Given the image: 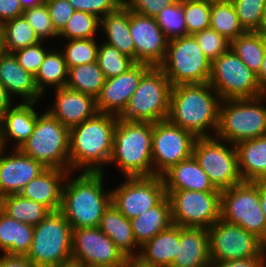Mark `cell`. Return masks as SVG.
Wrapping results in <instances>:
<instances>
[{"instance_id":"be15d7a7","label":"cell","mask_w":266,"mask_h":267,"mask_svg":"<svg viewBox=\"0 0 266 267\" xmlns=\"http://www.w3.org/2000/svg\"><path fill=\"white\" fill-rule=\"evenodd\" d=\"M264 45H265V50H266V30H260Z\"/></svg>"},{"instance_id":"03108f58","label":"cell","mask_w":266,"mask_h":267,"mask_svg":"<svg viewBox=\"0 0 266 267\" xmlns=\"http://www.w3.org/2000/svg\"><path fill=\"white\" fill-rule=\"evenodd\" d=\"M211 1H231V0H211Z\"/></svg>"},{"instance_id":"f546056e","label":"cell","mask_w":266,"mask_h":267,"mask_svg":"<svg viewBox=\"0 0 266 267\" xmlns=\"http://www.w3.org/2000/svg\"><path fill=\"white\" fill-rule=\"evenodd\" d=\"M99 228L109 236L125 257L139 255L141 247L136 243L131 222L113 203L105 210Z\"/></svg>"},{"instance_id":"ba28073f","label":"cell","mask_w":266,"mask_h":267,"mask_svg":"<svg viewBox=\"0 0 266 267\" xmlns=\"http://www.w3.org/2000/svg\"><path fill=\"white\" fill-rule=\"evenodd\" d=\"M20 150L46 168L69 171V129L44 109Z\"/></svg>"},{"instance_id":"7bdbcfd3","label":"cell","mask_w":266,"mask_h":267,"mask_svg":"<svg viewBox=\"0 0 266 267\" xmlns=\"http://www.w3.org/2000/svg\"><path fill=\"white\" fill-rule=\"evenodd\" d=\"M187 34L210 28L211 0H182Z\"/></svg>"},{"instance_id":"83f0119b","label":"cell","mask_w":266,"mask_h":267,"mask_svg":"<svg viewBox=\"0 0 266 267\" xmlns=\"http://www.w3.org/2000/svg\"><path fill=\"white\" fill-rule=\"evenodd\" d=\"M242 181H266V134L235 145Z\"/></svg>"},{"instance_id":"4fadbf2b","label":"cell","mask_w":266,"mask_h":267,"mask_svg":"<svg viewBox=\"0 0 266 267\" xmlns=\"http://www.w3.org/2000/svg\"><path fill=\"white\" fill-rule=\"evenodd\" d=\"M208 233L211 262L266 258V244L241 226L220 218Z\"/></svg>"},{"instance_id":"7c38bea8","label":"cell","mask_w":266,"mask_h":267,"mask_svg":"<svg viewBox=\"0 0 266 267\" xmlns=\"http://www.w3.org/2000/svg\"><path fill=\"white\" fill-rule=\"evenodd\" d=\"M192 155L216 189L222 191L242 182L237 151L232 143L215 136L197 137Z\"/></svg>"},{"instance_id":"6da1fadb","label":"cell","mask_w":266,"mask_h":267,"mask_svg":"<svg viewBox=\"0 0 266 267\" xmlns=\"http://www.w3.org/2000/svg\"><path fill=\"white\" fill-rule=\"evenodd\" d=\"M106 177L104 172H69L60 212L72 229L99 227L105 210L112 203L111 182Z\"/></svg>"},{"instance_id":"277c9868","label":"cell","mask_w":266,"mask_h":267,"mask_svg":"<svg viewBox=\"0 0 266 267\" xmlns=\"http://www.w3.org/2000/svg\"><path fill=\"white\" fill-rule=\"evenodd\" d=\"M153 123L127 121L118 118L114 130L113 149L105 174L111 168L119 173L116 177L153 176L152 165ZM108 168L110 170H108ZM118 170V171H117Z\"/></svg>"},{"instance_id":"1f68e13d","label":"cell","mask_w":266,"mask_h":267,"mask_svg":"<svg viewBox=\"0 0 266 267\" xmlns=\"http://www.w3.org/2000/svg\"><path fill=\"white\" fill-rule=\"evenodd\" d=\"M136 243L141 247L172 224L171 204L166 195L157 205L130 220Z\"/></svg>"},{"instance_id":"f6af8a7d","label":"cell","mask_w":266,"mask_h":267,"mask_svg":"<svg viewBox=\"0 0 266 267\" xmlns=\"http://www.w3.org/2000/svg\"><path fill=\"white\" fill-rule=\"evenodd\" d=\"M246 31L262 30V18L266 0H231Z\"/></svg>"},{"instance_id":"8d00e7d4","label":"cell","mask_w":266,"mask_h":267,"mask_svg":"<svg viewBox=\"0 0 266 267\" xmlns=\"http://www.w3.org/2000/svg\"><path fill=\"white\" fill-rule=\"evenodd\" d=\"M210 28L229 41L246 32L231 1H211Z\"/></svg>"},{"instance_id":"d6986e66","label":"cell","mask_w":266,"mask_h":267,"mask_svg":"<svg viewBox=\"0 0 266 267\" xmlns=\"http://www.w3.org/2000/svg\"><path fill=\"white\" fill-rule=\"evenodd\" d=\"M130 34L134 41L136 63L159 67L165 60L168 40L155 17L130 10Z\"/></svg>"},{"instance_id":"816d5d0a","label":"cell","mask_w":266,"mask_h":267,"mask_svg":"<svg viewBox=\"0 0 266 267\" xmlns=\"http://www.w3.org/2000/svg\"><path fill=\"white\" fill-rule=\"evenodd\" d=\"M19 0H0V25L23 15Z\"/></svg>"},{"instance_id":"d4e9b609","label":"cell","mask_w":266,"mask_h":267,"mask_svg":"<svg viewBox=\"0 0 266 267\" xmlns=\"http://www.w3.org/2000/svg\"><path fill=\"white\" fill-rule=\"evenodd\" d=\"M210 265L208 229L180 226V245L171 267H210Z\"/></svg>"},{"instance_id":"7402d4cb","label":"cell","mask_w":266,"mask_h":267,"mask_svg":"<svg viewBox=\"0 0 266 267\" xmlns=\"http://www.w3.org/2000/svg\"><path fill=\"white\" fill-rule=\"evenodd\" d=\"M150 67L144 63H136L121 75L105 79L104 85L96 97L98 112L119 116L139 86L143 74Z\"/></svg>"},{"instance_id":"4dcf8cb0","label":"cell","mask_w":266,"mask_h":267,"mask_svg":"<svg viewBox=\"0 0 266 267\" xmlns=\"http://www.w3.org/2000/svg\"><path fill=\"white\" fill-rule=\"evenodd\" d=\"M34 226L17 221L0 209V254L27 256Z\"/></svg>"},{"instance_id":"e7e4bbea","label":"cell","mask_w":266,"mask_h":267,"mask_svg":"<svg viewBox=\"0 0 266 267\" xmlns=\"http://www.w3.org/2000/svg\"><path fill=\"white\" fill-rule=\"evenodd\" d=\"M2 51V47H1V29H0V52Z\"/></svg>"},{"instance_id":"ee69618b","label":"cell","mask_w":266,"mask_h":267,"mask_svg":"<svg viewBox=\"0 0 266 267\" xmlns=\"http://www.w3.org/2000/svg\"><path fill=\"white\" fill-rule=\"evenodd\" d=\"M23 15L41 41L56 45L58 33L53 27L46 3L24 10Z\"/></svg>"},{"instance_id":"836d02e7","label":"cell","mask_w":266,"mask_h":267,"mask_svg":"<svg viewBox=\"0 0 266 267\" xmlns=\"http://www.w3.org/2000/svg\"><path fill=\"white\" fill-rule=\"evenodd\" d=\"M0 209L9 217L32 226H36L51 212L44 205L24 198L20 194H9L1 197Z\"/></svg>"},{"instance_id":"e575fe53","label":"cell","mask_w":266,"mask_h":267,"mask_svg":"<svg viewBox=\"0 0 266 267\" xmlns=\"http://www.w3.org/2000/svg\"><path fill=\"white\" fill-rule=\"evenodd\" d=\"M0 29L1 47L6 53H14L41 41L24 15L6 21L0 25Z\"/></svg>"},{"instance_id":"5bb4252c","label":"cell","mask_w":266,"mask_h":267,"mask_svg":"<svg viewBox=\"0 0 266 267\" xmlns=\"http://www.w3.org/2000/svg\"><path fill=\"white\" fill-rule=\"evenodd\" d=\"M165 192L171 204L172 224L208 229L220 219L221 191Z\"/></svg>"},{"instance_id":"94428289","label":"cell","mask_w":266,"mask_h":267,"mask_svg":"<svg viewBox=\"0 0 266 267\" xmlns=\"http://www.w3.org/2000/svg\"><path fill=\"white\" fill-rule=\"evenodd\" d=\"M262 30H266V4L264 6V12L262 18Z\"/></svg>"},{"instance_id":"9a60e30c","label":"cell","mask_w":266,"mask_h":267,"mask_svg":"<svg viewBox=\"0 0 266 267\" xmlns=\"http://www.w3.org/2000/svg\"><path fill=\"white\" fill-rule=\"evenodd\" d=\"M120 179L116 178L117 185L113 182L114 187L111 186L112 203L129 220L154 207L166 196L162 176Z\"/></svg>"},{"instance_id":"603a6c76","label":"cell","mask_w":266,"mask_h":267,"mask_svg":"<svg viewBox=\"0 0 266 267\" xmlns=\"http://www.w3.org/2000/svg\"><path fill=\"white\" fill-rule=\"evenodd\" d=\"M0 82L14 102H43L34 76L19 65L13 53L0 52Z\"/></svg>"},{"instance_id":"681fc988","label":"cell","mask_w":266,"mask_h":267,"mask_svg":"<svg viewBox=\"0 0 266 267\" xmlns=\"http://www.w3.org/2000/svg\"><path fill=\"white\" fill-rule=\"evenodd\" d=\"M45 3L49 10L53 27L59 33L68 23L75 10L68 0H46Z\"/></svg>"},{"instance_id":"ac0fdd59","label":"cell","mask_w":266,"mask_h":267,"mask_svg":"<svg viewBox=\"0 0 266 267\" xmlns=\"http://www.w3.org/2000/svg\"><path fill=\"white\" fill-rule=\"evenodd\" d=\"M43 97L46 110L69 130L98 113L95 97L67 86L50 90Z\"/></svg>"},{"instance_id":"cb8c5ba5","label":"cell","mask_w":266,"mask_h":267,"mask_svg":"<svg viewBox=\"0 0 266 267\" xmlns=\"http://www.w3.org/2000/svg\"><path fill=\"white\" fill-rule=\"evenodd\" d=\"M69 172L64 169L47 168L25 185L19 194L44 205L51 212L60 211L63 186Z\"/></svg>"},{"instance_id":"7a4b0ae2","label":"cell","mask_w":266,"mask_h":267,"mask_svg":"<svg viewBox=\"0 0 266 267\" xmlns=\"http://www.w3.org/2000/svg\"><path fill=\"white\" fill-rule=\"evenodd\" d=\"M118 116L97 113L69 130V171L104 172L113 149Z\"/></svg>"},{"instance_id":"bcb514c9","label":"cell","mask_w":266,"mask_h":267,"mask_svg":"<svg viewBox=\"0 0 266 267\" xmlns=\"http://www.w3.org/2000/svg\"><path fill=\"white\" fill-rule=\"evenodd\" d=\"M193 36L211 63L224 52L228 51L231 46V41L212 28L196 32Z\"/></svg>"},{"instance_id":"ab89813d","label":"cell","mask_w":266,"mask_h":267,"mask_svg":"<svg viewBox=\"0 0 266 267\" xmlns=\"http://www.w3.org/2000/svg\"><path fill=\"white\" fill-rule=\"evenodd\" d=\"M100 38V19L90 13L74 11L68 23L58 33L57 41Z\"/></svg>"},{"instance_id":"8fae6325","label":"cell","mask_w":266,"mask_h":267,"mask_svg":"<svg viewBox=\"0 0 266 267\" xmlns=\"http://www.w3.org/2000/svg\"><path fill=\"white\" fill-rule=\"evenodd\" d=\"M221 100L254 98L264 93L257 75L230 48L211 63L208 82Z\"/></svg>"},{"instance_id":"6f0895ef","label":"cell","mask_w":266,"mask_h":267,"mask_svg":"<svg viewBox=\"0 0 266 267\" xmlns=\"http://www.w3.org/2000/svg\"><path fill=\"white\" fill-rule=\"evenodd\" d=\"M256 75H257L259 88L264 94H266V53L261 63L260 70Z\"/></svg>"},{"instance_id":"b9f144b4","label":"cell","mask_w":266,"mask_h":267,"mask_svg":"<svg viewBox=\"0 0 266 267\" xmlns=\"http://www.w3.org/2000/svg\"><path fill=\"white\" fill-rule=\"evenodd\" d=\"M155 19L168 41L188 35L182 0L164 7Z\"/></svg>"},{"instance_id":"7dc6e473","label":"cell","mask_w":266,"mask_h":267,"mask_svg":"<svg viewBox=\"0 0 266 267\" xmlns=\"http://www.w3.org/2000/svg\"><path fill=\"white\" fill-rule=\"evenodd\" d=\"M53 46L50 42L40 41L37 44L19 49L13 54L17 58L19 65L35 76L45 55Z\"/></svg>"},{"instance_id":"9f6ffc18","label":"cell","mask_w":266,"mask_h":267,"mask_svg":"<svg viewBox=\"0 0 266 267\" xmlns=\"http://www.w3.org/2000/svg\"><path fill=\"white\" fill-rule=\"evenodd\" d=\"M121 267H155L145 263L139 256L125 257Z\"/></svg>"},{"instance_id":"d590c367","label":"cell","mask_w":266,"mask_h":267,"mask_svg":"<svg viewBox=\"0 0 266 267\" xmlns=\"http://www.w3.org/2000/svg\"><path fill=\"white\" fill-rule=\"evenodd\" d=\"M105 77L97 62L69 68L67 87L97 97L104 85Z\"/></svg>"},{"instance_id":"f5cc1de1","label":"cell","mask_w":266,"mask_h":267,"mask_svg":"<svg viewBox=\"0 0 266 267\" xmlns=\"http://www.w3.org/2000/svg\"><path fill=\"white\" fill-rule=\"evenodd\" d=\"M210 267H266V258H249L225 262H211Z\"/></svg>"},{"instance_id":"11a10c76","label":"cell","mask_w":266,"mask_h":267,"mask_svg":"<svg viewBox=\"0 0 266 267\" xmlns=\"http://www.w3.org/2000/svg\"><path fill=\"white\" fill-rule=\"evenodd\" d=\"M13 103V99L7 94V91L0 82V119Z\"/></svg>"},{"instance_id":"f35d334b","label":"cell","mask_w":266,"mask_h":267,"mask_svg":"<svg viewBox=\"0 0 266 267\" xmlns=\"http://www.w3.org/2000/svg\"><path fill=\"white\" fill-rule=\"evenodd\" d=\"M100 38L70 39L57 41L68 69L73 66L97 62V51ZM60 44V45H59Z\"/></svg>"},{"instance_id":"8992f818","label":"cell","mask_w":266,"mask_h":267,"mask_svg":"<svg viewBox=\"0 0 266 267\" xmlns=\"http://www.w3.org/2000/svg\"><path fill=\"white\" fill-rule=\"evenodd\" d=\"M27 258L36 267L72 266V227L60 211L50 212L34 226Z\"/></svg>"},{"instance_id":"ffe728a7","label":"cell","mask_w":266,"mask_h":267,"mask_svg":"<svg viewBox=\"0 0 266 267\" xmlns=\"http://www.w3.org/2000/svg\"><path fill=\"white\" fill-rule=\"evenodd\" d=\"M47 168L20 149L0 148V198L19 194Z\"/></svg>"},{"instance_id":"9c48e42d","label":"cell","mask_w":266,"mask_h":267,"mask_svg":"<svg viewBox=\"0 0 266 267\" xmlns=\"http://www.w3.org/2000/svg\"><path fill=\"white\" fill-rule=\"evenodd\" d=\"M220 218L241 226L266 244V222L260 204V181H242L222 190Z\"/></svg>"},{"instance_id":"f907efd6","label":"cell","mask_w":266,"mask_h":267,"mask_svg":"<svg viewBox=\"0 0 266 267\" xmlns=\"http://www.w3.org/2000/svg\"><path fill=\"white\" fill-rule=\"evenodd\" d=\"M178 0H130L127 7L138 14L156 17L164 7L176 3Z\"/></svg>"},{"instance_id":"680465c9","label":"cell","mask_w":266,"mask_h":267,"mask_svg":"<svg viewBox=\"0 0 266 267\" xmlns=\"http://www.w3.org/2000/svg\"><path fill=\"white\" fill-rule=\"evenodd\" d=\"M260 204L266 222V181H260Z\"/></svg>"},{"instance_id":"44dd1931","label":"cell","mask_w":266,"mask_h":267,"mask_svg":"<svg viewBox=\"0 0 266 267\" xmlns=\"http://www.w3.org/2000/svg\"><path fill=\"white\" fill-rule=\"evenodd\" d=\"M42 106L43 102H14L0 119V148L20 149L33 133Z\"/></svg>"},{"instance_id":"484cf974","label":"cell","mask_w":266,"mask_h":267,"mask_svg":"<svg viewBox=\"0 0 266 267\" xmlns=\"http://www.w3.org/2000/svg\"><path fill=\"white\" fill-rule=\"evenodd\" d=\"M165 191L194 190V191H220L211 183L207 173L200 167L192 155L173 165L163 175Z\"/></svg>"},{"instance_id":"30bf717a","label":"cell","mask_w":266,"mask_h":267,"mask_svg":"<svg viewBox=\"0 0 266 267\" xmlns=\"http://www.w3.org/2000/svg\"><path fill=\"white\" fill-rule=\"evenodd\" d=\"M159 67L171 86L208 83L211 75V62L193 35L168 41L165 60Z\"/></svg>"},{"instance_id":"52a82bcc","label":"cell","mask_w":266,"mask_h":267,"mask_svg":"<svg viewBox=\"0 0 266 267\" xmlns=\"http://www.w3.org/2000/svg\"><path fill=\"white\" fill-rule=\"evenodd\" d=\"M171 84L160 67L151 66L118 116L127 121L156 123L168 119Z\"/></svg>"},{"instance_id":"2e32d148","label":"cell","mask_w":266,"mask_h":267,"mask_svg":"<svg viewBox=\"0 0 266 267\" xmlns=\"http://www.w3.org/2000/svg\"><path fill=\"white\" fill-rule=\"evenodd\" d=\"M196 139L192 132L172 124L168 119L153 123V176H162L173 165L191 157Z\"/></svg>"},{"instance_id":"db71d44e","label":"cell","mask_w":266,"mask_h":267,"mask_svg":"<svg viewBox=\"0 0 266 267\" xmlns=\"http://www.w3.org/2000/svg\"><path fill=\"white\" fill-rule=\"evenodd\" d=\"M0 267H36L27 256L0 254Z\"/></svg>"},{"instance_id":"91938a15","label":"cell","mask_w":266,"mask_h":267,"mask_svg":"<svg viewBox=\"0 0 266 267\" xmlns=\"http://www.w3.org/2000/svg\"><path fill=\"white\" fill-rule=\"evenodd\" d=\"M19 1L23 11L46 2V0H19Z\"/></svg>"},{"instance_id":"c3c4849f","label":"cell","mask_w":266,"mask_h":267,"mask_svg":"<svg viewBox=\"0 0 266 267\" xmlns=\"http://www.w3.org/2000/svg\"><path fill=\"white\" fill-rule=\"evenodd\" d=\"M76 11H83L99 19L115 11L120 5L116 0H68Z\"/></svg>"},{"instance_id":"6125c7cd","label":"cell","mask_w":266,"mask_h":267,"mask_svg":"<svg viewBox=\"0 0 266 267\" xmlns=\"http://www.w3.org/2000/svg\"><path fill=\"white\" fill-rule=\"evenodd\" d=\"M116 2H117L120 6H127V4L130 2V0H116Z\"/></svg>"},{"instance_id":"f1b7e54d","label":"cell","mask_w":266,"mask_h":267,"mask_svg":"<svg viewBox=\"0 0 266 267\" xmlns=\"http://www.w3.org/2000/svg\"><path fill=\"white\" fill-rule=\"evenodd\" d=\"M180 245V226L171 224L141 246L139 257L155 267H171Z\"/></svg>"},{"instance_id":"d6a6232c","label":"cell","mask_w":266,"mask_h":267,"mask_svg":"<svg viewBox=\"0 0 266 267\" xmlns=\"http://www.w3.org/2000/svg\"><path fill=\"white\" fill-rule=\"evenodd\" d=\"M68 71L62 51L54 45L45 55L34 76L37 89L44 96L50 90L66 86Z\"/></svg>"},{"instance_id":"3957f363","label":"cell","mask_w":266,"mask_h":267,"mask_svg":"<svg viewBox=\"0 0 266 267\" xmlns=\"http://www.w3.org/2000/svg\"><path fill=\"white\" fill-rule=\"evenodd\" d=\"M221 99L209 83L171 87L168 120L196 137H213Z\"/></svg>"},{"instance_id":"e0dca14e","label":"cell","mask_w":266,"mask_h":267,"mask_svg":"<svg viewBox=\"0 0 266 267\" xmlns=\"http://www.w3.org/2000/svg\"><path fill=\"white\" fill-rule=\"evenodd\" d=\"M125 256L99 227L72 229V265L121 267Z\"/></svg>"},{"instance_id":"4316f807","label":"cell","mask_w":266,"mask_h":267,"mask_svg":"<svg viewBox=\"0 0 266 267\" xmlns=\"http://www.w3.org/2000/svg\"><path fill=\"white\" fill-rule=\"evenodd\" d=\"M100 40L135 60L134 41L130 34V9L119 6L100 19Z\"/></svg>"},{"instance_id":"5b68a950","label":"cell","mask_w":266,"mask_h":267,"mask_svg":"<svg viewBox=\"0 0 266 267\" xmlns=\"http://www.w3.org/2000/svg\"><path fill=\"white\" fill-rule=\"evenodd\" d=\"M266 134V94L221 100L215 137L233 145Z\"/></svg>"},{"instance_id":"60d3db41","label":"cell","mask_w":266,"mask_h":267,"mask_svg":"<svg viewBox=\"0 0 266 267\" xmlns=\"http://www.w3.org/2000/svg\"><path fill=\"white\" fill-rule=\"evenodd\" d=\"M97 63L105 79L119 76L136 64V61L122 54L117 48L99 41Z\"/></svg>"},{"instance_id":"74e56055","label":"cell","mask_w":266,"mask_h":267,"mask_svg":"<svg viewBox=\"0 0 266 267\" xmlns=\"http://www.w3.org/2000/svg\"><path fill=\"white\" fill-rule=\"evenodd\" d=\"M230 48L255 74L259 72L266 53L260 31H246L231 41Z\"/></svg>"}]
</instances>
